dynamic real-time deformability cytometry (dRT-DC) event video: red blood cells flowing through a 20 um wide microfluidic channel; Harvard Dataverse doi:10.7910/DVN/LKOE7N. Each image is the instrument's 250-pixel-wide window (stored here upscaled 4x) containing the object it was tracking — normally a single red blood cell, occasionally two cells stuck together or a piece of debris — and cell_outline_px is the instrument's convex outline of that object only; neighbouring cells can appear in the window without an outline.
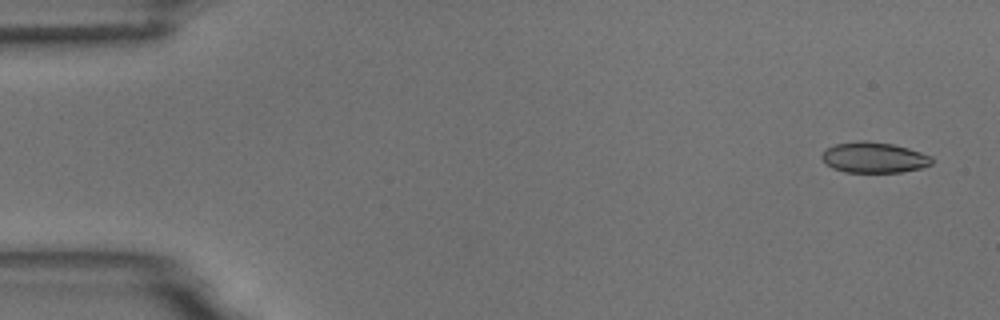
{"species": "common noctule bat (a hibernating species)", "species_latin": "Nyctalus noctula", "temperature_condition": "room temperature", "stored_images_in_passage": 6, "camera_frame_rate_fps": 3000, "um_per_image_px": 0.085, "animal": {"sex": "male", "body_mass_g": 18.8}, "frame": {"image": 1, "passage_image": 1, "time_ms": 0.0, "image_size_px": [1000, 320], "cell_outline_px": [[932, 164], [920, 168], [900, 172], [844, 172], [832, 168], [820, 156], [828, 148], [836, 144], [860, 140], [864, 140], [892, 144], [908, 148], [932, 156]], "centroid_in_image_um": [74.3, 13.39], "position_along_channel_um": 10.7, "area_um2": 19.48}}
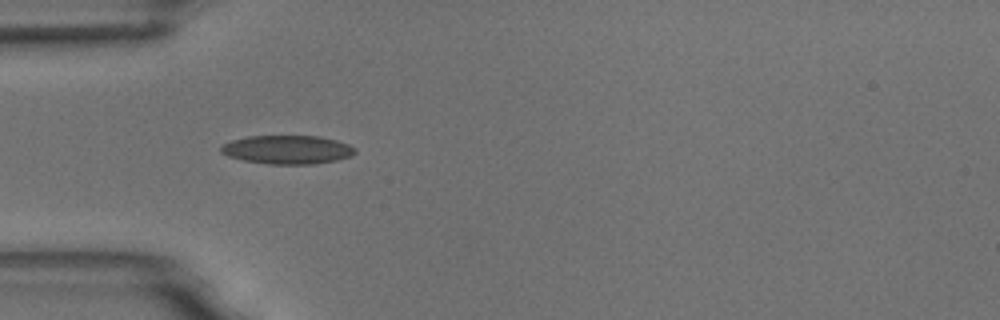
{"frame": {"image": 2, "passage_image": 5, "time_ms": 4.667, "image_size_px": [1000, 320], "cell_outline_px": [[356, 152], [352, 156], [336, 160], [312, 164], [268, 164], [244, 160], [228, 156], [220, 152], [220, 148], [224, 144], [232, 140], [248, 136], [320, 136], [336, 140], [348, 144], [356, 148]], "centroid_in_image_um": [24.44, 12.72], "position_along_channel_um": 60.6, "area_um2": 22.37}}